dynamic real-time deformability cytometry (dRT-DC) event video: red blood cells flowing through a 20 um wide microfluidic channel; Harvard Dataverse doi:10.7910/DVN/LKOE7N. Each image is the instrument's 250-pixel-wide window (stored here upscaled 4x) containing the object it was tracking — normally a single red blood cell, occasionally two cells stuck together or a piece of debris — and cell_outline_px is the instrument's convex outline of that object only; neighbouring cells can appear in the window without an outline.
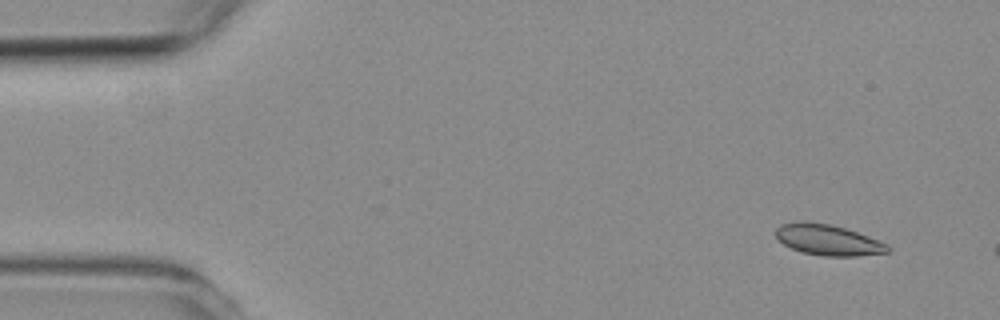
{"species": "common noctule bat (a hibernating species)", "species_latin": "Nyctalus noctula", "temperature_condition": "room temperature", "stored_images_in_passage": 3, "camera_frame_rate_fps": 3000, "um_per_image_px": 0.085, "animal": {"sex": "female", "body_mass_g": 19.3, "forearm_length_mm": 54.1}, "frame": {"image": 1, "passage_image": 1, "time_ms": 0.0, "image_size_px": [1000, 320], "cell_outline_px": [[892, 248], [888, 252], [856, 256], [820, 256], [800, 252], [784, 244], [776, 236], [776, 228], [780, 224], [800, 220], [804, 220], [832, 224], [868, 236], [888, 244]], "centroid_in_image_um": [70.36, 20.38], "position_along_channel_um": 14.6, "area_um2": 20.29}}